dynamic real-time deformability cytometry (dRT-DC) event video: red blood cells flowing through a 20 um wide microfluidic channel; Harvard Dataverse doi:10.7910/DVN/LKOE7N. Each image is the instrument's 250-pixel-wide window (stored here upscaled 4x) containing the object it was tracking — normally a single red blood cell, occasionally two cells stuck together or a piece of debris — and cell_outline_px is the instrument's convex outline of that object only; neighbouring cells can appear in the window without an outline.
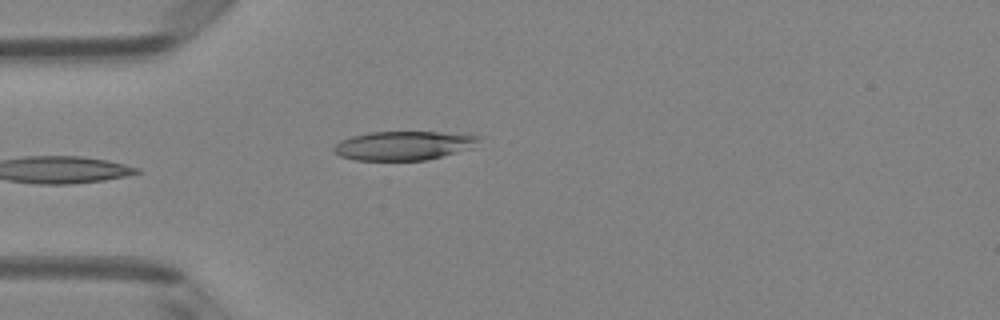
{"species": "Egyptian fruit bat (a non-hibernating species)", "species_latin": "Rousettus aegyptiacus", "temperature_condition": "room temperature", "stored_images_in_passage": 3, "camera_frame_rate_fps": 3000, "um_per_image_px": 0.085, "animal": {"sex": "female"}, "frame": {"image": 1, "passage_image": 3, "time_ms": 0.667, "image_size_px": [1000, 320], "cell_outline_px": [[484, 136], [476, 148], [428, 160], [356, 160], [340, 156], [332, 152], [332, 148], [340, 140], [352, 136], [368, 132], [436, 132]], "centroid_in_image_um": [34.37, 12.38], "position_along_channel_um": 50.6, "area_um2": 24.91}}